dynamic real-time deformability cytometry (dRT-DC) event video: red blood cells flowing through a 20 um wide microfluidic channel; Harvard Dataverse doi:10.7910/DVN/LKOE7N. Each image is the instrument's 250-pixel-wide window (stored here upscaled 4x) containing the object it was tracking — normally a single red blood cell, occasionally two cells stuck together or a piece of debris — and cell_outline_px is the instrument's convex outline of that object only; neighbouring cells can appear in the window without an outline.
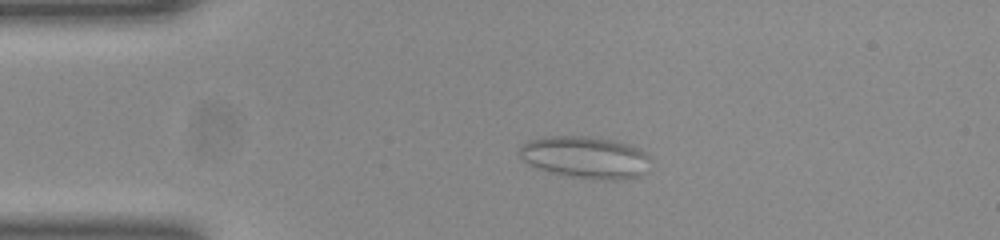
{"species": "common noctule bat (a hibernating species)", "species_latin": "Nyctalus noctula", "temperature_condition": "room temperature", "stored_images_in_passage": 13, "camera_frame_rate_fps": 3000, "um_per_image_px": 0.085, "animal": {"sex": "female", "body_mass_g": 23.0, "forearm_length_mm": 53.4}, "frame": {"image": 1, "passage_image": 8, "time_ms": 2.333, "image_size_px": [1000, 240], "cell_outline_px": [[648, 156], [644, 172], [636, 176], [616, 180], [612, 180], [576, 176], [552, 172], [528, 164], [520, 156], [520, 148], [528, 140], [544, 136], [588, 136], [612, 140], [628, 144], [644, 152]], "centroid_in_image_um": [49.71, 13.34], "position_along_channel_um": 35.3, "area_um2": 31.15}}